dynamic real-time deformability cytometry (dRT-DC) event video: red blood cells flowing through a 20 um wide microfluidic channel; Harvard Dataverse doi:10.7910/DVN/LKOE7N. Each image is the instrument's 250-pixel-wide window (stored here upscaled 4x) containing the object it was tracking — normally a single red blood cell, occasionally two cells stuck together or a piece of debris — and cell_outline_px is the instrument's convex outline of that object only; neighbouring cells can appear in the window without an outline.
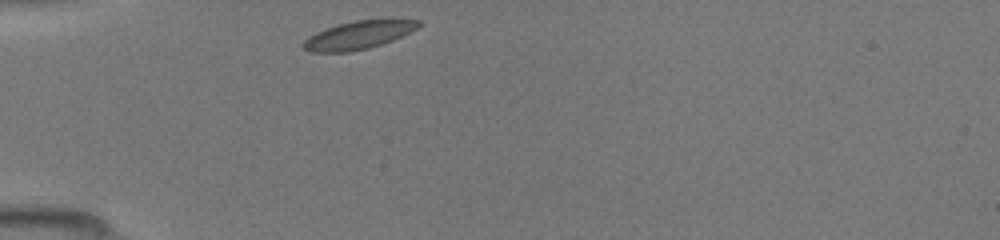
{"species": "common noctule bat (a hibernating species)", "species_latin": "Nyctalus noctula", "temperature_condition": "room temperature", "stored_images_in_passage": 4, "camera_frame_rate_fps": 3000, "um_per_image_px": 0.085, "animal": {"sex": "female", "body_mass_g": 19.5, "forearm_length_mm": 54.1}, "frame": {"image": 1, "passage_image": 1, "time_ms": 0.0, "image_size_px": [1000, 240], "cell_outline_px": [[424, 24], [392, 40], [368, 48], [348, 52], [312, 52], [304, 48], [300, 44], [308, 36], [316, 32], [340, 24], [356, 20], [420, 20]], "centroid_in_image_um": [30.42, 2.99], "position_along_channel_um": 54.6, "area_um2": 18.44}}
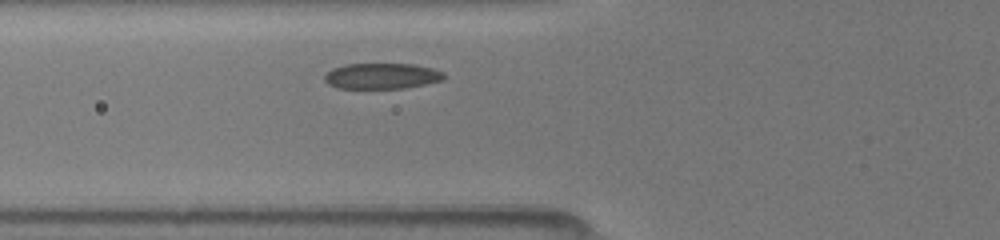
{"frame": {"image": 2, "passage_image": 4, "time_ms": 1.333, "image_size_px": [1000, 240], "cell_outline_px": [[448, 76], [444, 80], [408, 88], [336, 88], [328, 84], [324, 80], [324, 76], [332, 68], [344, 64], [412, 64], [432, 68], [444, 72]], "centroid_in_image_um": [32.49, 6.46], "position_along_channel_um": 93.3, "area_um2": 18.15}}